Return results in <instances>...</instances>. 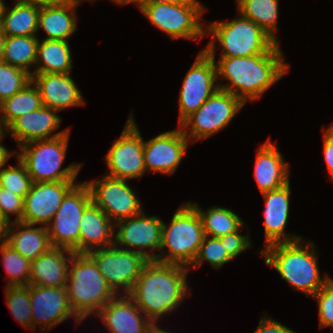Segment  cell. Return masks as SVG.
I'll return each mask as SVG.
<instances>
[{
	"label": "cell",
	"instance_id": "obj_1",
	"mask_svg": "<svg viewBox=\"0 0 333 333\" xmlns=\"http://www.w3.org/2000/svg\"><path fill=\"white\" fill-rule=\"evenodd\" d=\"M283 60L279 43L265 54L221 57L218 63H215L217 79L222 77L229 84L218 83V87L235 95L244 104L255 101L288 72L289 64Z\"/></svg>",
	"mask_w": 333,
	"mask_h": 333
},
{
	"label": "cell",
	"instance_id": "obj_2",
	"mask_svg": "<svg viewBox=\"0 0 333 333\" xmlns=\"http://www.w3.org/2000/svg\"><path fill=\"white\" fill-rule=\"evenodd\" d=\"M190 268L149 260L128 296L154 324L183 303ZM187 293V294H186Z\"/></svg>",
	"mask_w": 333,
	"mask_h": 333
},
{
	"label": "cell",
	"instance_id": "obj_3",
	"mask_svg": "<svg viewBox=\"0 0 333 333\" xmlns=\"http://www.w3.org/2000/svg\"><path fill=\"white\" fill-rule=\"evenodd\" d=\"M308 242L302 238L295 242L274 243L261 249L259 254L295 291L313 297L331 278L324 275V280L321 279L316 246L314 242Z\"/></svg>",
	"mask_w": 333,
	"mask_h": 333
},
{
	"label": "cell",
	"instance_id": "obj_4",
	"mask_svg": "<svg viewBox=\"0 0 333 333\" xmlns=\"http://www.w3.org/2000/svg\"><path fill=\"white\" fill-rule=\"evenodd\" d=\"M70 263L65 288L72 310L84 321L90 314H97L117 294L88 253H74Z\"/></svg>",
	"mask_w": 333,
	"mask_h": 333
},
{
	"label": "cell",
	"instance_id": "obj_5",
	"mask_svg": "<svg viewBox=\"0 0 333 333\" xmlns=\"http://www.w3.org/2000/svg\"><path fill=\"white\" fill-rule=\"evenodd\" d=\"M205 236L197 210L189 202L182 204L174 213L170 226L163 222L160 245L162 253L156 254L155 260L189 268Z\"/></svg>",
	"mask_w": 333,
	"mask_h": 333
},
{
	"label": "cell",
	"instance_id": "obj_6",
	"mask_svg": "<svg viewBox=\"0 0 333 333\" xmlns=\"http://www.w3.org/2000/svg\"><path fill=\"white\" fill-rule=\"evenodd\" d=\"M205 33L212 36L203 50L215 59V43L222 47L221 57H248L265 54L277 42L260 26L242 15L232 21L207 23Z\"/></svg>",
	"mask_w": 333,
	"mask_h": 333
},
{
	"label": "cell",
	"instance_id": "obj_7",
	"mask_svg": "<svg viewBox=\"0 0 333 333\" xmlns=\"http://www.w3.org/2000/svg\"><path fill=\"white\" fill-rule=\"evenodd\" d=\"M69 129L62 135L51 139L28 142L18 148V157L26 166L33 182L75 181L82 163H72L63 168L69 142Z\"/></svg>",
	"mask_w": 333,
	"mask_h": 333
},
{
	"label": "cell",
	"instance_id": "obj_8",
	"mask_svg": "<svg viewBox=\"0 0 333 333\" xmlns=\"http://www.w3.org/2000/svg\"><path fill=\"white\" fill-rule=\"evenodd\" d=\"M139 10L151 24L166 33L172 40L179 38L197 40L206 35L205 26L203 27L200 23L205 9L197 0L147 4Z\"/></svg>",
	"mask_w": 333,
	"mask_h": 333
},
{
	"label": "cell",
	"instance_id": "obj_9",
	"mask_svg": "<svg viewBox=\"0 0 333 333\" xmlns=\"http://www.w3.org/2000/svg\"><path fill=\"white\" fill-rule=\"evenodd\" d=\"M243 106L245 104L235 95L218 89L179 127L188 140L194 143L224 129Z\"/></svg>",
	"mask_w": 333,
	"mask_h": 333
},
{
	"label": "cell",
	"instance_id": "obj_10",
	"mask_svg": "<svg viewBox=\"0 0 333 333\" xmlns=\"http://www.w3.org/2000/svg\"><path fill=\"white\" fill-rule=\"evenodd\" d=\"M92 202L86 182L76 183L64 196L62 203L47 225L53 247L67 248L79 253L80 221L85 208Z\"/></svg>",
	"mask_w": 333,
	"mask_h": 333
},
{
	"label": "cell",
	"instance_id": "obj_11",
	"mask_svg": "<svg viewBox=\"0 0 333 333\" xmlns=\"http://www.w3.org/2000/svg\"><path fill=\"white\" fill-rule=\"evenodd\" d=\"M88 254L94 259L100 273L118 296L122 289L124 292L122 294L128 295L131 292L144 265L149 261L139 252L122 249L114 244L92 250Z\"/></svg>",
	"mask_w": 333,
	"mask_h": 333
},
{
	"label": "cell",
	"instance_id": "obj_12",
	"mask_svg": "<svg viewBox=\"0 0 333 333\" xmlns=\"http://www.w3.org/2000/svg\"><path fill=\"white\" fill-rule=\"evenodd\" d=\"M130 114L124 129L104 157L108 171L105 175L123 180L139 178L146 172L144 139Z\"/></svg>",
	"mask_w": 333,
	"mask_h": 333
},
{
	"label": "cell",
	"instance_id": "obj_13",
	"mask_svg": "<svg viewBox=\"0 0 333 333\" xmlns=\"http://www.w3.org/2000/svg\"><path fill=\"white\" fill-rule=\"evenodd\" d=\"M215 59L200 51L186 74L179 94V125L218 89Z\"/></svg>",
	"mask_w": 333,
	"mask_h": 333
},
{
	"label": "cell",
	"instance_id": "obj_14",
	"mask_svg": "<svg viewBox=\"0 0 333 333\" xmlns=\"http://www.w3.org/2000/svg\"><path fill=\"white\" fill-rule=\"evenodd\" d=\"M86 183L90 188L92 201L114 223L143 212L141 201L127 180L104 174L100 180L87 181Z\"/></svg>",
	"mask_w": 333,
	"mask_h": 333
},
{
	"label": "cell",
	"instance_id": "obj_15",
	"mask_svg": "<svg viewBox=\"0 0 333 333\" xmlns=\"http://www.w3.org/2000/svg\"><path fill=\"white\" fill-rule=\"evenodd\" d=\"M162 226L163 221L158 216H146L144 211L139 215L120 220L115 223L118 232L114 234V245L139 252L149 260H155L156 254L150 252L160 250ZM146 248L150 251H146Z\"/></svg>",
	"mask_w": 333,
	"mask_h": 333
},
{
	"label": "cell",
	"instance_id": "obj_16",
	"mask_svg": "<svg viewBox=\"0 0 333 333\" xmlns=\"http://www.w3.org/2000/svg\"><path fill=\"white\" fill-rule=\"evenodd\" d=\"M30 303L32 329H36L39 325L44 331H48L71 316L75 317L77 324L82 322L70 306L65 287L30 285Z\"/></svg>",
	"mask_w": 333,
	"mask_h": 333
},
{
	"label": "cell",
	"instance_id": "obj_17",
	"mask_svg": "<svg viewBox=\"0 0 333 333\" xmlns=\"http://www.w3.org/2000/svg\"><path fill=\"white\" fill-rule=\"evenodd\" d=\"M189 143L191 142L179 126L177 129L144 141L143 155L146 171L167 175L175 173Z\"/></svg>",
	"mask_w": 333,
	"mask_h": 333
},
{
	"label": "cell",
	"instance_id": "obj_18",
	"mask_svg": "<svg viewBox=\"0 0 333 333\" xmlns=\"http://www.w3.org/2000/svg\"><path fill=\"white\" fill-rule=\"evenodd\" d=\"M75 181L33 182L24 198L23 223L47 226Z\"/></svg>",
	"mask_w": 333,
	"mask_h": 333
},
{
	"label": "cell",
	"instance_id": "obj_19",
	"mask_svg": "<svg viewBox=\"0 0 333 333\" xmlns=\"http://www.w3.org/2000/svg\"><path fill=\"white\" fill-rule=\"evenodd\" d=\"M118 295L97 313L110 333H149L155 325L128 296ZM142 313V314H141Z\"/></svg>",
	"mask_w": 333,
	"mask_h": 333
},
{
	"label": "cell",
	"instance_id": "obj_20",
	"mask_svg": "<svg viewBox=\"0 0 333 333\" xmlns=\"http://www.w3.org/2000/svg\"><path fill=\"white\" fill-rule=\"evenodd\" d=\"M58 112L46 106L24 114L15 119L8 127L7 133L20 147L28 142L51 139L64 135L68 129L52 134L60 127L61 117ZM52 134V135H50Z\"/></svg>",
	"mask_w": 333,
	"mask_h": 333
},
{
	"label": "cell",
	"instance_id": "obj_21",
	"mask_svg": "<svg viewBox=\"0 0 333 333\" xmlns=\"http://www.w3.org/2000/svg\"><path fill=\"white\" fill-rule=\"evenodd\" d=\"M290 181L285 185L262 193L264 210V247L274 243L295 242L301 236L287 234L285 226L289 219Z\"/></svg>",
	"mask_w": 333,
	"mask_h": 333
},
{
	"label": "cell",
	"instance_id": "obj_22",
	"mask_svg": "<svg viewBox=\"0 0 333 333\" xmlns=\"http://www.w3.org/2000/svg\"><path fill=\"white\" fill-rule=\"evenodd\" d=\"M32 82L40 92L43 106L57 112L85 104L82 93L70 74L34 73Z\"/></svg>",
	"mask_w": 333,
	"mask_h": 333
},
{
	"label": "cell",
	"instance_id": "obj_23",
	"mask_svg": "<svg viewBox=\"0 0 333 333\" xmlns=\"http://www.w3.org/2000/svg\"><path fill=\"white\" fill-rule=\"evenodd\" d=\"M66 254V255H65ZM74 252L52 247L31 261L29 284L41 287H66L69 263Z\"/></svg>",
	"mask_w": 333,
	"mask_h": 333
},
{
	"label": "cell",
	"instance_id": "obj_24",
	"mask_svg": "<svg viewBox=\"0 0 333 333\" xmlns=\"http://www.w3.org/2000/svg\"><path fill=\"white\" fill-rule=\"evenodd\" d=\"M115 223L93 201L83 211L79 231V253L114 244Z\"/></svg>",
	"mask_w": 333,
	"mask_h": 333
},
{
	"label": "cell",
	"instance_id": "obj_25",
	"mask_svg": "<svg viewBox=\"0 0 333 333\" xmlns=\"http://www.w3.org/2000/svg\"><path fill=\"white\" fill-rule=\"evenodd\" d=\"M289 166L270 138L257 149L254 178L261 193L277 189L289 180Z\"/></svg>",
	"mask_w": 333,
	"mask_h": 333
},
{
	"label": "cell",
	"instance_id": "obj_26",
	"mask_svg": "<svg viewBox=\"0 0 333 333\" xmlns=\"http://www.w3.org/2000/svg\"><path fill=\"white\" fill-rule=\"evenodd\" d=\"M4 241L30 261L53 247L47 226L34 227L23 222L11 223Z\"/></svg>",
	"mask_w": 333,
	"mask_h": 333
},
{
	"label": "cell",
	"instance_id": "obj_27",
	"mask_svg": "<svg viewBox=\"0 0 333 333\" xmlns=\"http://www.w3.org/2000/svg\"><path fill=\"white\" fill-rule=\"evenodd\" d=\"M80 3L67 1L58 6L43 7L38 15V30L43 29L50 40L67 41L77 30L76 8Z\"/></svg>",
	"mask_w": 333,
	"mask_h": 333
},
{
	"label": "cell",
	"instance_id": "obj_28",
	"mask_svg": "<svg viewBox=\"0 0 333 333\" xmlns=\"http://www.w3.org/2000/svg\"><path fill=\"white\" fill-rule=\"evenodd\" d=\"M67 41L42 39L37 45V59L33 73L71 74V50Z\"/></svg>",
	"mask_w": 333,
	"mask_h": 333
},
{
	"label": "cell",
	"instance_id": "obj_29",
	"mask_svg": "<svg viewBox=\"0 0 333 333\" xmlns=\"http://www.w3.org/2000/svg\"><path fill=\"white\" fill-rule=\"evenodd\" d=\"M39 7L16 0L13 8L6 7L0 27L5 36H37Z\"/></svg>",
	"mask_w": 333,
	"mask_h": 333
},
{
	"label": "cell",
	"instance_id": "obj_30",
	"mask_svg": "<svg viewBox=\"0 0 333 333\" xmlns=\"http://www.w3.org/2000/svg\"><path fill=\"white\" fill-rule=\"evenodd\" d=\"M278 0H237L238 15L252 20L277 43Z\"/></svg>",
	"mask_w": 333,
	"mask_h": 333
},
{
	"label": "cell",
	"instance_id": "obj_31",
	"mask_svg": "<svg viewBox=\"0 0 333 333\" xmlns=\"http://www.w3.org/2000/svg\"><path fill=\"white\" fill-rule=\"evenodd\" d=\"M189 203L197 210L206 236L219 238L237 231L245 223L231 209L212 206L203 211L197 203Z\"/></svg>",
	"mask_w": 333,
	"mask_h": 333
},
{
	"label": "cell",
	"instance_id": "obj_32",
	"mask_svg": "<svg viewBox=\"0 0 333 333\" xmlns=\"http://www.w3.org/2000/svg\"><path fill=\"white\" fill-rule=\"evenodd\" d=\"M33 85V86H32ZM43 106L37 86L31 81L19 92L0 103V116L7 128L15 119Z\"/></svg>",
	"mask_w": 333,
	"mask_h": 333
},
{
	"label": "cell",
	"instance_id": "obj_33",
	"mask_svg": "<svg viewBox=\"0 0 333 333\" xmlns=\"http://www.w3.org/2000/svg\"><path fill=\"white\" fill-rule=\"evenodd\" d=\"M37 36H6L3 62L21 68L32 75L37 59Z\"/></svg>",
	"mask_w": 333,
	"mask_h": 333
},
{
	"label": "cell",
	"instance_id": "obj_34",
	"mask_svg": "<svg viewBox=\"0 0 333 333\" xmlns=\"http://www.w3.org/2000/svg\"><path fill=\"white\" fill-rule=\"evenodd\" d=\"M0 252L8 274L7 280L9 279L5 287L28 286L31 261L24 258L4 240H0Z\"/></svg>",
	"mask_w": 333,
	"mask_h": 333
},
{
	"label": "cell",
	"instance_id": "obj_35",
	"mask_svg": "<svg viewBox=\"0 0 333 333\" xmlns=\"http://www.w3.org/2000/svg\"><path fill=\"white\" fill-rule=\"evenodd\" d=\"M6 302L15 320L23 327L32 329L30 284L28 286L5 287Z\"/></svg>",
	"mask_w": 333,
	"mask_h": 333
},
{
	"label": "cell",
	"instance_id": "obj_36",
	"mask_svg": "<svg viewBox=\"0 0 333 333\" xmlns=\"http://www.w3.org/2000/svg\"><path fill=\"white\" fill-rule=\"evenodd\" d=\"M32 81V75L25 70L0 63V103L10 98Z\"/></svg>",
	"mask_w": 333,
	"mask_h": 333
},
{
	"label": "cell",
	"instance_id": "obj_37",
	"mask_svg": "<svg viewBox=\"0 0 333 333\" xmlns=\"http://www.w3.org/2000/svg\"><path fill=\"white\" fill-rule=\"evenodd\" d=\"M17 160V166L0 169V187L25 198L32 187L33 181L23 162L18 157Z\"/></svg>",
	"mask_w": 333,
	"mask_h": 333
},
{
	"label": "cell",
	"instance_id": "obj_38",
	"mask_svg": "<svg viewBox=\"0 0 333 333\" xmlns=\"http://www.w3.org/2000/svg\"><path fill=\"white\" fill-rule=\"evenodd\" d=\"M231 260L233 259L228 255L219 238L205 236L191 266L197 268L198 265L204 263L203 261H207L214 269L218 270Z\"/></svg>",
	"mask_w": 333,
	"mask_h": 333
},
{
	"label": "cell",
	"instance_id": "obj_39",
	"mask_svg": "<svg viewBox=\"0 0 333 333\" xmlns=\"http://www.w3.org/2000/svg\"><path fill=\"white\" fill-rule=\"evenodd\" d=\"M317 301L320 329L333 326V279H330L312 297Z\"/></svg>",
	"mask_w": 333,
	"mask_h": 333
},
{
	"label": "cell",
	"instance_id": "obj_40",
	"mask_svg": "<svg viewBox=\"0 0 333 333\" xmlns=\"http://www.w3.org/2000/svg\"><path fill=\"white\" fill-rule=\"evenodd\" d=\"M0 208L11 223L10 214L17 215L13 222H21L24 210V197L0 187Z\"/></svg>",
	"mask_w": 333,
	"mask_h": 333
},
{
	"label": "cell",
	"instance_id": "obj_41",
	"mask_svg": "<svg viewBox=\"0 0 333 333\" xmlns=\"http://www.w3.org/2000/svg\"><path fill=\"white\" fill-rule=\"evenodd\" d=\"M242 227H245V224H243L237 231L219 237L226 252L232 259L239 256L242 252L246 251V249L252 247L249 234H239Z\"/></svg>",
	"mask_w": 333,
	"mask_h": 333
},
{
	"label": "cell",
	"instance_id": "obj_42",
	"mask_svg": "<svg viewBox=\"0 0 333 333\" xmlns=\"http://www.w3.org/2000/svg\"><path fill=\"white\" fill-rule=\"evenodd\" d=\"M264 317L266 316L261 317L254 333H298L278 321L273 320L271 316L267 318Z\"/></svg>",
	"mask_w": 333,
	"mask_h": 333
},
{
	"label": "cell",
	"instance_id": "obj_43",
	"mask_svg": "<svg viewBox=\"0 0 333 333\" xmlns=\"http://www.w3.org/2000/svg\"><path fill=\"white\" fill-rule=\"evenodd\" d=\"M324 137V159L329 172V177L333 180V139L323 132Z\"/></svg>",
	"mask_w": 333,
	"mask_h": 333
},
{
	"label": "cell",
	"instance_id": "obj_44",
	"mask_svg": "<svg viewBox=\"0 0 333 333\" xmlns=\"http://www.w3.org/2000/svg\"><path fill=\"white\" fill-rule=\"evenodd\" d=\"M21 1L31 3L39 8H43L50 6H58L66 3L68 0H21Z\"/></svg>",
	"mask_w": 333,
	"mask_h": 333
},
{
	"label": "cell",
	"instance_id": "obj_45",
	"mask_svg": "<svg viewBox=\"0 0 333 333\" xmlns=\"http://www.w3.org/2000/svg\"><path fill=\"white\" fill-rule=\"evenodd\" d=\"M5 134L0 138V169L4 167L7 161L13 156L14 151L10 152L4 145L1 144Z\"/></svg>",
	"mask_w": 333,
	"mask_h": 333
},
{
	"label": "cell",
	"instance_id": "obj_46",
	"mask_svg": "<svg viewBox=\"0 0 333 333\" xmlns=\"http://www.w3.org/2000/svg\"><path fill=\"white\" fill-rule=\"evenodd\" d=\"M11 226V222L5 217L0 208V240H4Z\"/></svg>",
	"mask_w": 333,
	"mask_h": 333
},
{
	"label": "cell",
	"instance_id": "obj_47",
	"mask_svg": "<svg viewBox=\"0 0 333 333\" xmlns=\"http://www.w3.org/2000/svg\"><path fill=\"white\" fill-rule=\"evenodd\" d=\"M180 1L182 0H136L135 3L138 5V8L140 9L143 5L147 4H168Z\"/></svg>",
	"mask_w": 333,
	"mask_h": 333
},
{
	"label": "cell",
	"instance_id": "obj_48",
	"mask_svg": "<svg viewBox=\"0 0 333 333\" xmlns=\"http://www.w3.org/2000/svg\"><path fill=\"white\" fill-rule=\"evenodd\" d=\"M5 40L6 36L0 30V63L3 62Z\"/></svg>",
	"mask_w": 333,
	"mask_h": 333
},
{
	"label": "cell",
	"instance_id": "obj_49",
	"mask_svg": "<svg viewBox=\"0 0 333 333\" xmlns=\"http://www.w3.org/2000/svg\"><path fill=\"white\" fill-rule=\"evenodd\" d=\"M5 2H3V0H0V27L2 24V20L4 18V13H5V9L7 6H5Z\"/></svg>",
	"mask_w": 333,
	"mask_h": 333
},
{
	"label": "cell",
	"instance_id": "obj_50",
	"mask_svg": "<svg viewBox=\"0 0 333 333\" xmlns=\"http://www.w3.org/2000/svg\"><path fill=\"white\" fill-rule=\"evenodd\" d=\"M149 333H170L167 332L165 329L162 330L160 327L157 326V324H155L149 331Z\"/></svg>",
	"mask_w": 333,
	"mask_h": 333
},
{
	"label": "cell",
	"instance_id": "obj_51",
	"mask_svg": "<svg viewBox=\"0 0 333 333\" xmlns=\"http://www.w3.org/2000/svg\"><path fill=\"white\" fill-rule=\"evenodd\" d=\"M111 2H114L118 5H125V4L135 3L136 0H111Z\"/></svg>",
	"mask_w": 333,
	"mask_h": 333
},
{
	"label": "cell",
	"instance_id": "obj_52",
	"mask_svg": "<svg viewBox=\"0 0 333 333\" xmlns=\"http://www.w3.org/2000/svg\"><path fill=\"white\" fill-rule=\"evenodd\" d=\"M5 131V132H4ZM7 131V128L4 126L3 124V121H2V118L0 116V138L4 135V134H7L8 133L6 132Z\"/></svg>",
	"mask_w": 333,
	"mask_h": 333
},
{
	"label": "cell",
	"instance_id": "obj_53",
	"mask_svg": "<svg viewBox=\"0 0 333 333\" xmlns=\"http://www.w3.org/2000/svg\"><path fill=\"white\" fill-rule=\"evenodd\" d=\"M324 133L329 136L331 139H333V124L331 127H329L328 129H323Z\"/></svg>",
	"mask_w": 333,
	"mask_h": 333
},
{
	"label": "cell",
	"instance_id": "obj_54",
	"mask_svg": "<svg viewBox=\"0 0 333 333\" xmlns=\"http://www.w3.org/2000/svg\"><path fill=\"white\" fill-rule=\"evenodd\" d=\"M68 1H73V2H77V3H81V1H83V0H68ZM86 1V0H85ZM90 1V0H89ZM93 1H95V0H91L90 2H93Z\"/></svg>",
	"mask_w": 333,
	"mask_h": 333
}]
</instances>
